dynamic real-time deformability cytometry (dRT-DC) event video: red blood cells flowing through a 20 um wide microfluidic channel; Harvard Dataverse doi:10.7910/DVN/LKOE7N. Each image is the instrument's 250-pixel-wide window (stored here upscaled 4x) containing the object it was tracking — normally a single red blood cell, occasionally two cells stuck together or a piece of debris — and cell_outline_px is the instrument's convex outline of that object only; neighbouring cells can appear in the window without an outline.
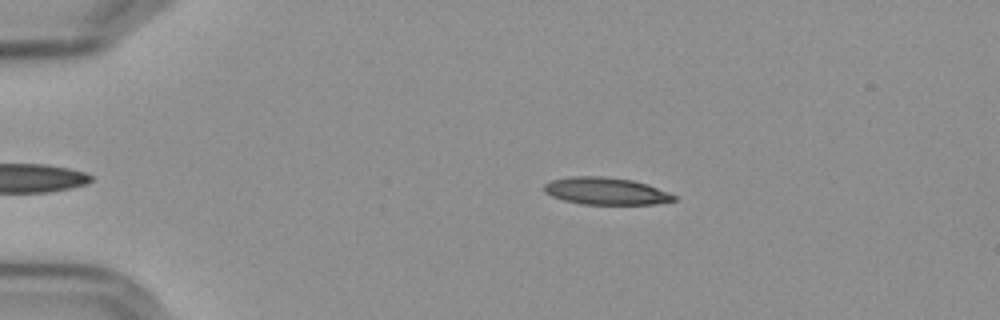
{"species": "Egyptian fruit bat (a non-hibernating species)", "species_latin": "Rousettus aegyptiacus", "temperature_condition": "cold", "stored_images_in_passage": 42, "camera_frame_rate_fps": 3000, "um_per_image_px": 0.085, "frame": {"image": 1, "passage_image": 5, "time_ms": 1.333, "image_size_px": [1000, 320], "cell_outline_px": [[680, 200], [656, 204], [580, 204], [564, 200], [552, 196], [544, 192], [544, 184], [552, 180], [572, 176], [604, 176], [632, 180], [680, 196]], "centroid_in_image_um": [51.54, 16.25], "position_along_channel_um": 33.5, "area_um2": 20.63}}
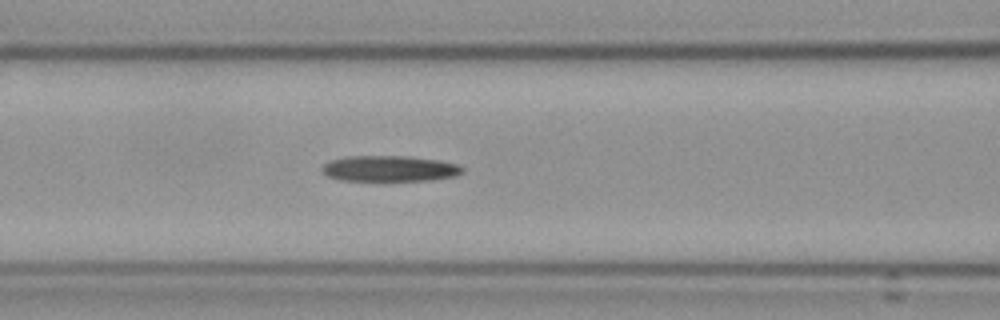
{"frame": {"image": 2, "passage_image": 18, "time_ms": 5.667, "image_size_px": [1000, 320], "cell_outline_px": [[464, 172], [456, 176], [432, 180], [340, 180], [328, 176], [320, 168], [324, 164], [332, 160], [348, 156], [408, 156], [440, 160], [456, 164], [464, 168]], "centroid_in_image_um": [33.15, 14.32], "position_along_channel_um": 133.4, "area_um2": 21.04}}
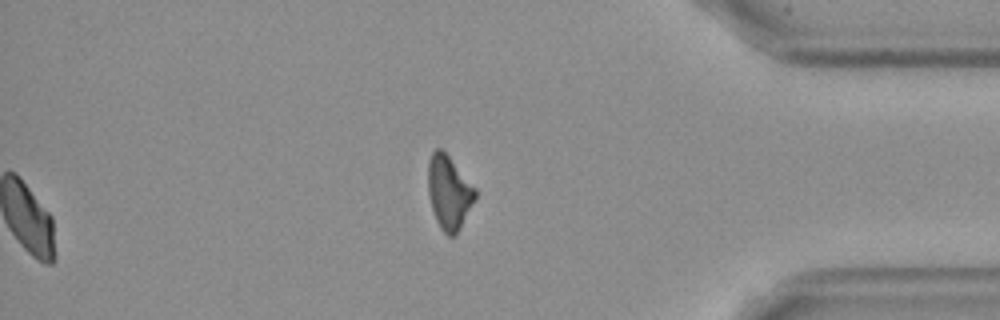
{"frame": {"image": 3, "passage_image": 42, "time_ms": 13.667, "image_size_px": [1000, 320], "cell_outline_px": [[476, 196], [456, 236], [448, 236], [440, 228], [436, 220], [432, 208], [428, 192], [428, 160], [432, 152], [436, 148], [440, 148], [448, 156], [476, 188]], "centroid_in_image_um": [38.15, 16.36], "position_along_channel_um": 397.1, "area_um2": 20.0}, "authors_computed_cell_mechanics": {"area_um2": 21.386, "velocity_mm_per_s": 3.6038, "shape_relaxation_time_tau1_ms": 10.2349, "shape_relaxation_time_tau2_ms": null, "deformation_change_tau1": 0.2355, "deformation_change_tau2": null}}